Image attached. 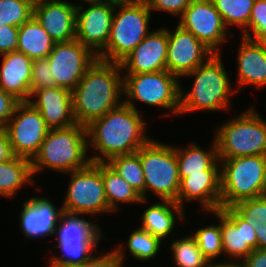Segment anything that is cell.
I'll list each match as a JSON object with an SVG mask.
<instances>
[{
    "mask_svg": "<svg viewBox=\"0 0 266 267\" xmlns=\"http://www.w3.org/2000/svg\"><path fill=\"white\" fill-rule=\"evenodd\" d=\"M86 129L88 148L92 146L102 154L89 156L91 162L107 163L113 157L135 153L151 139L144 136L146 125L139 111L124 102Z\"/></svg>",
    "mask_w": 266,
    "mask_h": 267,
    "instance_id": "cell-1",
    "label": "cell"
},
{
    "mask_svg": "<svg viewBox=\"0 0 266 267\" xmlns=\"http://www.w3.org/2000/svg\"><path fill=\"white\" fill-rule=\"evenodd\" d=\"M120 63L96 59L72 90L73 115L77 124L88 126L124 101ZM122 76V77H121Z\"/></svg>",
    "mask_w": 266,
    "mask_h": 267,
    "instance_id": "cell-2",
    "label": "cell"
},
{
    "mask_svg": "<svg viewBox=\"0 0 266 267\" xmlns=\"http://www.w3.org/2000/svg\"><path fill=\"white\" fill-rule=\"evenodd\" d=\"M87 129L80 124L50 129L38 153L31 160L33 176L43 167L69 173L85 168L91 161L88 151Z\"/></svg>",
    "mask_w": 266,
    "mask_h": 267,
    "instance_id": "cell-3",
    "label": "cell"
},
{
    "mask_svg": "<svg viewBox=\"0 0 266 267\" xmlns=\"http://www.w3.org/2000/svg\"><path fill=\"white\" fill-rule=\"evenodd\" d=\"M220 56V54L212 55L205 63L185 75L195 78L191 90L186 94L180 85L179 114L196 110L229 109V96L236 91H232L231 82Z\"/></svg>",
    "mask_w": 266,
    "mask_h": 267,
    "instance_id": "cell-4",
    "label": "cell"
},
{
    "mask_svg": "<svg viewBox=\"0 0 266 267\" xmlns=\"http://www.w3.org/2000/svg\"><path fill=\"white\" fill-rule=\"evenodd\" d=\"M219 161L222 166L220 208L266 195V156H240Z\"/></svg>",
    "mask_w": 266,
    "mask_h": 267,
    "instance_id": "cell-5",
    "label": "cell"
},
{
    "mask_svg": "<svg viewBox=\"0 0 266 267\" xmlns=\"http://www.w3.org/2000/svg\"><path fill=\"white\" fill-rule=\"evenodd\" d=\"M118 11H117V10ZM110 35L106 47L97 55L98 59L120 63L141 43L148 32L151 17L145 0L115 5Z\"/></svg>",
    "mask_w": 266,
    "mask_h": 267,
    "instance_id": "cell-6",
    "label": "cell"
},
{
    "mask_svg": "<svg viewBox=\"0 0 266 267\" xmlns=\"http://www.w3.org/2000/svg\"><path fill=\"white\" fill-rule=\"evenodd\" d=\"M218 159L240 156H266V120L254 107L226 121L216 131Z\"/></svg>",
    "mask_w": 266,
    "mask_h": 267,
    "instance_id": "cell-7",
    "label": "cell"
},
{
    "mask_svg": "<svg viewBox=\"0 0 266 267\" xmlns=\"http://www.w3.org/2000/svg\"><path fill=\"white\" fill-rule=\"evenodd\" d=\"M137 153L144 172L145 200L151 190L161 201L177 202L180 177L176 147L150 139Z\"/></svg>",
    "mask_w": 266,
    "mask_h": 267,
    "instance_id": "cell-8",
    "label": "cell"
},
{
    "mask_svg": "<svg viewBox=\"0 0 266 267\" xmlns=\"http://www.w3.org/2000/svg\"><path fill=\"white\" fill-rule=\"evenodd\" d=\"M179 79L162 70L153 73L123 74V87L126 100L124 103L137 110L132 100H137L150 106H160L179 114L180 83ZM128 99V100H127Z\"/></svg>",
    "mask_w": 266,
    "mask_h": 267,
    "instance_id": "cell-9",
    "label": "cell"
},
{
    "mask_svg": "<svg viewBox=\"0 0 266 267\" xmlns=\"http://www.w3.org/2000/svg\"><path fill=\"white\" fill-rule=\"evenodd\" d=\"M70 183L61 208L69 214L85 215L109 212L101 174V162L70 172Z\"/></svg>",
    "mask_w": 266,
    "mask_h": 267,
    "instance_id": "cell-10",
    "label": "cell"
},
{
    "mask_svg": "<svg viewBox=\"0 0 266 267\" xmlns=\"http://www.w3.org/2000/svg\"><path fill=\"white\" fill-rule=\"evenodd\" d=\"M15 156L32 160L50 128L41 113L28 101L19 102L6 125Z\"/></svg>",
    "mask_w": 266,
    "mask_h": 267,
    "instance_id": "cell-11",
    "label": "cell"
},
{
    "mask_svg": "<svg viewBox=\"0 0 266 267\" xmlns=\"http://www.w3.org/2000/svg\"><path fill=\"white\" fill-rule=\"evenodd\" d=\"M47 58L56 87L72 91L98 57L87 46L73 39L56 42Z\"/></svg>",
    "mask_w": 266,
    "mask_h": 267,
    "instance_id": "cell-12",
    "label": "cell"
},
{
    "mask_svg": "<svg viewBox=\"0 0 266 267\" xmlns=\"http://www.w3.org/2000/svg\"><path fill=\"white\" fill-rule=\"evenodd\" d=\"M178 25L191 32L214 54L226 40V26L212 0H192L180 17Z\"/></svg>",
    "mask_w": 266,
    "mask_h": 267,
    "instance_id": "cell-13",
    "label": "cell"
},
{
    "mask_svg": "<svg viewBox=\"0 0 266 267\" xmlns=\"http://www.w3.org/2000/svg\"><path fill=\"white\" fill-rule=\"evenodd\" d=\"M76 7V36L82 45L87 46L98 55L107 45L115 5L107 1Z\"/></svg>",
    "mask_w": 266,
    "mask_h": 267,
    "instance_id": "cell-14",
    "label": "cell"
},
{
    "mask_svg": "<svg viewBox=\"0 0 266 267\" xmlns=\"http://www.w3.org/2000/svg\"><path fill=\"white\" fill-rule=\"evenodd\" d=\"M214 53L191 32L177 25L172 33L168 30L167 71L178 79L205 63Z\"/></svg>",
    "mask_w": 266,
    "mask_h": 267,
    "instance_id": "cell-15",
    "label": "cell"
},
{
    "mask_svg": "<svg viewBox=\"0 0 266 267\" xmlns=\"http://www.w3.org/2000/svg\"><path fill=\"white\" fill-rule=\"evenodd\" d=\"M212 213L220 222L223 253L240 262L257 249L255 229L232 207L220 208Z\"/></svg>",
    "mask_w": 266,
    "mask_h": 267,
    "instance_id": "cell-16",
    "label": "cell"
},
{
    "mask_svg": "<svg viewBox=\"0 0 266 267\" xmlns=\"http://www.w3.org/2000/svg\"><path fill=\"white\" fill-rule=\"evenodd\" d=\"M168 29L150 32L121 62L124 74L153 73L167 70Z\"/></svg>",
    "mask_w": 266,
    "mask_h": 267,
    "instance_id": "cell-17",
    "label": "cell"
},
{
    "mask_svg": "<svg viewBox=\"0 0 266 267\" xmlns=\"http://www.w3.org/2000/svg\"><path fill=\"white\" fill-rule=\"evenodd\" d=\"M77 4L63 0H35L33 16L56 42H66L76 36Z\"/></svg>",
    "mask_w": 266,
    "mask_h": 267,
    "instance_id": "cell-18",
    "label": "cell"
},
{
    "mask_svg": "<svg viewBox=\"0 0 266 267\" xmlns=\"http://www.w3.org/2000/svg\"><path fill=\"white\" fill-rule=\"evenodd\" d=\"M219 159L204 174L180 178L177 204L184 207V202L200 200L201 207L207 212L220 209V170Z\"/></svg>",
    "mask_w": 266,
    "mask_h": 267,
    "instance_id": "cell-19",
    "label": "cell"
},
{
    "mask_svg": "<svg viewBox=\"0 0 266 267\" xmlns=\"http://www.w3.org/2000/svg\"><path fill=\"white\" fill-rule=\"evenodd\" d=\"M29 99L43 116L50 129L67 128L76 124L73 115L72 91L61 87L43 88L34 91Z\"/></svg>",
    "mask_w": 266,
    "mask_h": 267,
    "instance_id": "cell-20",
    "label": "cell"
},
{
    "mask_svg": "<svg viewBox=\"0 0 266 267\" xmlns=\"http://www.w3.org/2000/svg\"><path fill=\"white\" fill-rule=\"evenodd\" d=\"M63 213L57 210L54 202L46 197H31L23 204L20 215L21 230L26 237H41L55 234V230Z\"/></svg>",
    "mask_w": 266,
    "mask_h": 267,
    "instance_id": "cell-21",
    "label": "cell"
},
{
    "mask_svg": "<svg viewBox=\"0 0 266 267\" xmlns=\"http://www.w3.org/2000/svg\"><path fill=\"white\" fill-rule=\"evenodd\" d=\"M1 56L0 88L20 102L29 101L32 60L19 51Z\"/></svg>",
    "mask_w": 266,
    "mask_h": 267,
    "instance_id": "cell-22",
    "label": "cell"
},
{
    "mask_svg": "<svg viewBox=\"0 0 266 267\" xmlns=\"http://www.w3.org/2000/svg\"><path fill=\"white\" fill-rule=\"evenodd\" d=\"M241 39L237 55L238 85L235 91L248 84L263 87L266 85V43L243 36Z\"/></svg>",
    "mask_w": 266,
    "mask_h": 267,
    "instance_id": "cell-23",
    "label": "cell"
},
{
    "mask_svg": "<svg viewBox=\"0 0 266 267\" xmlns=\"http://www.w3.org/2000/svg\"><path fill=\"white\" fill-rule=\"evenodd\" d=\"M183 211L174 201L162 200V203H154L144 211L140 228L162 241L173 231L176 218L184 220Z\"/></svg>",
    "mask_w": 266,
    "mask_h": 267,
    "instance_id": "cell-24",
    "label": "cell"
},
{
    "mask_svg": "<svg viewBox=\"0 0 266 267\" xmlns=\"http://www.w3.org/2000/svg\"><path fill=\"white\" fill-rule=\"evenodd\" d=\"M54 45L55 41L34 16L18 27L16 51L25 54L31 60L48 57Z\"/></svg>",
    "mask_w": 266,
    "mask_h": 267,
    "instance_id": "cell-25",
    "label": "cell"
},
{
    "mask_svg": "<svg viewBox=\"0 0 266 267\" xmlns=\"http://www.w3.org/2000/svg\"><path fill=\"white\" fill-rule=\"evenodd\" d=\"M27 183H34L31 170V160L15 156L5 162H0V195L13 197L19 188Z\"/></svg>",
    "mask_w": 266,
    "mask_h": 267,
    "instance_id": "cell-26",
    "label": "cell"
},
{
    "mask_svg": "<svg viewBox=\"0 0 266 267\" xmlns=\"http://www.w3.org/2000/svg\"><path fill=\"white\" fill-rule=\"evenodd\" d=\"M210 150H202L196 143L182 149L176 147V159L178 163L179 177L185 178L190 175L204 174L217 160V144L214 140Z\"/></svg>",
    "mask_w": 266,
    "mask_h": 267,
    "instance_id": "cell-27",
    "label": "cell"
},
{
    "mask_svg": "<svg viewBox=\"0 0 266 267\" xmlns=\"http://www.w3.org/2000/svg\"><path fill=\"white\" fill-rule=\"evenodd\" d=\"M101 174L109 211H117L118 202L146 203L141 195L132 188L115 170L108 164L101 162Z\"/></svg>",
    "mask_w": 266,
    "mask_h": 267,
    "instance_id": "cell-28",
    "label": "cell"
},
{
    "mask_svg": "<svg viewBox=\"0 0 266 267\" xmlns=\"http://www.w3.org/2000/svg\"><path fill=\"white\" fill-rule=\"evenodd\" d=\"M56 227V241H100L103 237L97 224L80 218L77 214L63 212Z\"/></svg>",
    "mask_w": 266,
    "mask_h": 267,
    "instance_id": "cell-29",
    "label": "cell"
},
{
    "mask_svg": "<svg viewBox=\"0 0 266 267\" xmlns=\"http://www.w3.org/2000/svg\"><path fill=\"white\" fill-rule=\"evenodd\" d=\"M107 163L145 200L144 172L137 152L113 157Z\"/></svg>",
    "mask_w": 266,
    "mask_h": 267,
    "instance_id": "cell-30",
    "label": "cell"
},
{
    "mask_svg": "<svg viewBox=\"0 0 266 267\" xmlns=\"http://www.w3.org/2000/svg\"><path fill=\"white\" fill-rule=\"evenodd\" d=\"M212 2L226 28L238 25L243 30L242 36L247 37V26L255 0H212Z\"/></svg>",
    "mask_w": 266,
    "mask_h": 267,
    "instance_id": "cell-31",
    "label": "cell"
},
{
    "mask_svg": "<svg viewBox=\"0 0 266 267\" xmlns=\"http://www.w3.org/2000/svg\"><path fill=\"white\" fill-rule=\"evenodd\" d=\"M98 241H58L64 257L52 256L50 267H75L86 262L98 247Z\"/></svg>",
    "mask_w": 266,
    "mask_h": 267,
    "instance_id": "cell-32",
    "label": "cell"
},
{
    "mask_svg": "<svg viewBox=\"0 0 266 267\" xmlns=\"http://www.w3.org/2000/svg\"><path fill=\"white\" fill-rule=\"evenodd\" d=\"M173 240L170 248L177 267H206L210 263L200 251L194 236Z\"/></svg>",
    "mask_w": 266,
    "mask_h": 267,
    "instance_id": "cell-33",
    "label": "cell"
},
{
    "mask_svg": "<svg viewBox=\"0 0 266 267\" xmlns=\"http://www.w3.org/2000/svg\"><path fill=\"white\" fill-rule=\"evenodd\" d=\"M162 242L146 230L137 228L130 234L127 246L132 257L144 261L156 256Z\"/></svg>",
    "mask_w": 266,
    "mask_h": 267,
    "instance_id": "cell-34",
    "label": "cell"
},
{
    "mask_svg": "<svg viewBox=\"0 0 266 267\" xmlns=\"http://www.w3.org/2000/svg\"><path fill=\"white\" fill-rule=\"evenodd\" d=\"M35 0H0V22L20 27L33 16Z\"/></svg>",
    "mask_w": 266,
    "mask_h": 267,
    "instance_id": "cell-35",
    "label": "cell"
},
{
    "mask_svg": "<svg viewBox=\"0 0 266 267\" xmlns=\"http://www.w3.org/2000/svg\"><path fill=\"white\" fill-rule=\"evenodd\" d=\"M200 251L208 259L213 262V259L219 258L223 252L220 223L218 226L210 225L198 229L193 234Z\"/></svg>",
    "mask_w": 266,
    "mask_h": 267,
    "instance_id": "cell-36",
    "label": "cell"
},
{
    "mask_svg": "<svg viewBox=\"0 0 266 267\" xmlns=\"http://www.w3.org/2000/svg\"><path fill=\"white\" fill-rule=\"evenodd\" d=\"M232 208L255 229L265 219V195L238 202Z\"/></svg>",
    "mask_w": 266,
    "mask_h": 267,
    "instance_id": "cell-37",
    "label": "cell"
},
{
    "mask_svg": "<svg viewBox=\"0 0 266 267\" xmlns=\"http://www.w3.org/2000/svg\"><path fill=\"white\" fill-rule=\"evenodd\" d=\"M250 30L254 37L251 36ZM246 38L266 43V0H255L251 9Z\"/></svg>",
    "mask_w": 266,
    "mask_h": 267,
    "instance_id": "cell-38",
    "label": "cell"
},
{
    "mask_svg": "<svg viewBox=\"0 0 266 267\" xmlns=\"http://www.w3.org/2000/svg\"><path fill=\"white\" fill-rule=\"evenodd\" d=\"M50 87H56V82L52 76L48 58L32 60L30 95L36 90Z\"/></svg>",
    "mask_w": 266,
    "mask_h": 267,
    "instance_id": "cell-39",
    "label": "cell"
},
{
    "mask_svg": "<svg viewBox=\"0 0 266 267\" xmlns=\"http://www.w3.org/2000/svg\"><path fill=\"white\" fill-rule=\"evenodd\" d=\"M120 247L99 257L92 254L86 262L75 267H122L125 256L122 245Z\"/></svg>",
    "mask_w": 266,
    "mask_h": 267,
    "instance_id": "cell-40",
    "label": "cell"
},
{
    "mask_svg": "<svg viewBox=\"0 0 266 267\" xmlns=\"http://www.w3.org/2000/svg\"><path fill=\"white\" fill-rule=\"evenodd\" d=\"M192 0H145L150 11H164L170 14L183 15Z\"/></svg>",
    "mask_w": 266,
    "mask_h": 267,
    "instance_id": "cell-41",
    "label": "cell"
},
{
    "mask_svg": "<svg viewBox=\"0 0 266 267\" xmlns=\"http://www.w3.org/2000/svg\"><path fill=\"white\" fill-rule=\"evenodd\" d=\"M18 46V27L0 22V55L16 51Z\"/></svg>",
    "mask_w": 266,
    "mask_h": 267,
    "instance_id": "cell-42",
    "label": "cell"
},
{
    "mask_svg": "<svg viewBox=\"0 0 266 267\" xmlns=\"http://www.w3.org/2000/svg\"><path fill=\"white\" fill-rule=\"evenodd\" d=\"M20 101L0 88V128H5Z\"/></svg>",
    "mask_w": 266,
    "mask_h": 267,
    "instance_id": "cell-43",
    "label": "cell"
},
{
    "mask_svg": "<svg viewBox=\"0 0 266 267\" xmlns=\"http://www.w3.org/2000/svg\"><path fill=\"white\" fill-rule=\"evenodd\" d=\"M242 267H266V249H255L240 261Z\"/></svg>",
    "mask_w": 266,
    "mask_h": 267,
    "instance_id": "cell-44",
    "label": "cell"
},
{
    "mask_svg": "<svg viewBox=\"0 0 266 267\" xmlns=\"http://www.w3.org/2000/svg\"><path fill=\"white\" fill-rule=\"evenodd\" d=\"M15 157L6 128H0V162H5Z\"/></svg>",
    "mask_w": 266,
    "mask_h": 267,
    "instance_id": "cell-45",
    "label": "cell"
},
{
    "mask_svg": "<svg viewBox=\"0 0 266 267\" xmlns=\"http://www.w3.org/2000/svg\"><path fill=\"white\" fill-rule=\"evenodd\" d=\"M257 236V249H266V195H265V219L255 228Z\"/></svg>",
    "mask_w": 266,
    "mask_h": 267,
    "instance_id": "cell-46",
    "label": "cell"
},
{
    "mask_svg": "<svg viewBox=\"0 0 266 267\" xmlns=\"http://www.w3.org/2000/svg\"><path fill=\"white\" fill-rule=\"evenodd\" d=\"M206 267H242V265L233 259L231 261L215 262L214 264L210 262Z\"/></svg>",
    "mask_w": 266,
    "mask_h": 267,
    "instance_id": "cell-47",
    "label": "cell"
},
{
    "mask_svg": "<svg viewBox=\"0 0 266 267\" xmlns=\"http://www.w3.org/2000/svg\"><path fill=\"white\" fill-rule=\"evenodd\" d=\"M104 1L110 2L111 4H114V5H119V4L136 3L142 0H104Z\"/></svg>",
    "mask_w": 266,
    "mask_h": 267,
    "instance_id": "cell-48",
    "label": "cell"
},
{
    "mask_svg": "<svg viewBox=\"0 0 266 267\" xmlns=\"http://www.w3.org/2000/svg\"><path fill=\"white\" fill-rule=\"evenodd\" d=\"M81 1H84V2L89 3V4H95V3L102 2L104 0H81Z\"/></svg>",
    "mask_w": 266,
    "mask_h": 267,
    "instance_id": "cell-49",
    "label": "cell"
}]
</instances>
